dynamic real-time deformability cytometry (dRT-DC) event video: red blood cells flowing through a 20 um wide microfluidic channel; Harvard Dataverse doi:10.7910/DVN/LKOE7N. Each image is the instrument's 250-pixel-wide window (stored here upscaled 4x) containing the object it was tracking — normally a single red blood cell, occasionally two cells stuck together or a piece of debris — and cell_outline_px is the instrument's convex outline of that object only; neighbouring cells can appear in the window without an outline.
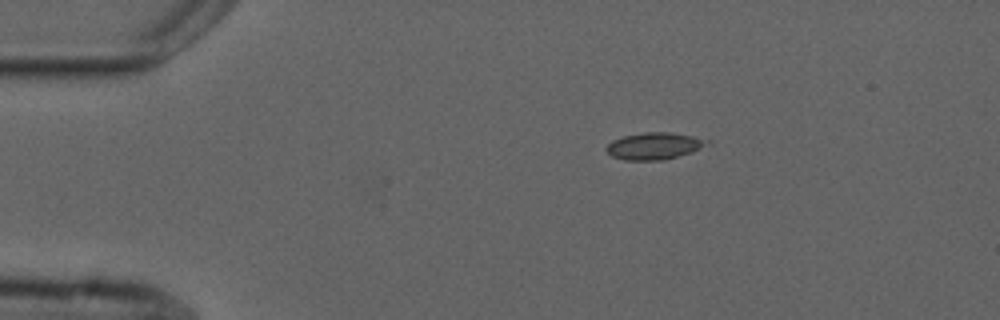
{"species": "common noctule bat (a hibernating species)", "species_latin": "Nyctalus noctula", "temperature_condition": "cold", "stored_images_in_passage": 11, "camera_frame_rate_fps": 3000, "um_per_image_px": 0.085, "animal": {"sex": "male", "forearm_length_mm": 52.5}, "frame": {"image": 1, "passage_image": 1, "time_ms": 0.0, "image_size_px": [1000, 320], "cell_outline_px": [[712, 140], [692, 152], [664, 160], [624, 160], [612, 156], [604, 148], [612, 140], [624, 136], [644, 132], [668, 132], [692, 136]], "centroid_in_image_um": [55.58, 12.41], "position_along_channel_um": 29.4, "area_um2": 15.66}}
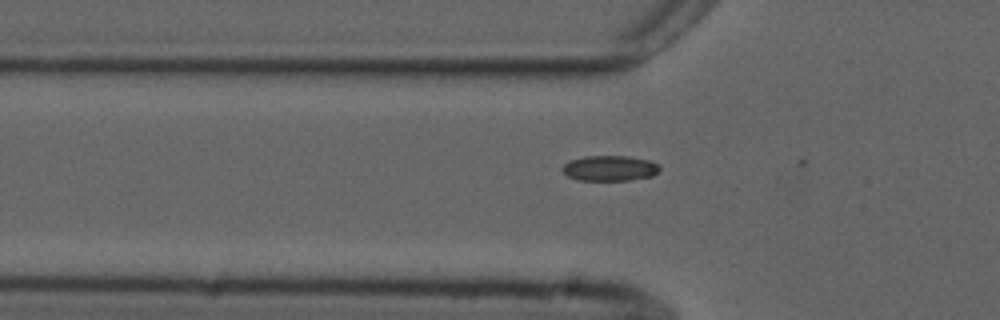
{"frame": {"image": 2, "passage_image": 9, "time_ms": 2.667, "image_size_px": [1000, 320], "cell_outline_px": [[660, 168], [652, 176], [628, 180], [576, 180], [568, 176], [560, 168], [568, 160], [584, 156], [628, 156], [648, 160], [660, 164]], "centroid_in_image_um": [51.79, 14.29], "position_along_channel_um": 74.0, "area_um2": 14.45}}